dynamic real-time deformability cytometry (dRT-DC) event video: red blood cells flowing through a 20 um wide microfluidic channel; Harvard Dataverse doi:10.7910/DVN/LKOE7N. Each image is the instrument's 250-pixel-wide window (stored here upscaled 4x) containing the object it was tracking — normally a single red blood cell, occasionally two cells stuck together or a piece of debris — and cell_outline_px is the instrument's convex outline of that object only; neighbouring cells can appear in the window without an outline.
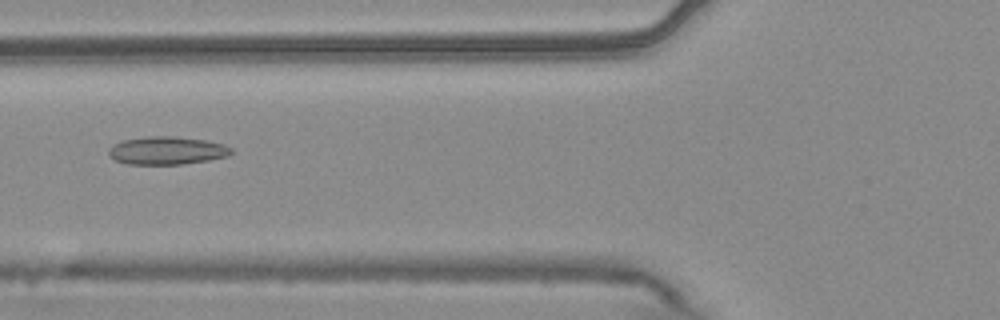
{"species": "common noctule bat (a hibernating species)", "species_latin": "Nyctalus noctula", "temperature_condition": "warm", "stored_images_in_passage": 54, "camera_frame_rate_fps": 3000, "um_per_image_px": 0.085, "animal": {"sex": "male", "body_mass_g": 20.4}, "frame": {"image": 1, "passage_image": 21, "time_ms": 6.667, "image_size_px": [1000, 320], "cell_outline_px": [[232, 152], [228, 156], [208, 160], [180, 164], [128, 164], [116, 160], [108, 152], [108, 148], [112, 144], [124, 140], [148, 136], [176, 136], [204, 140], [224, 144], [232, 148]], "centroid_in_image_um": [14.19, 12.79], "position_along_channel_um": 111.6, "area_um2": 19.88}}
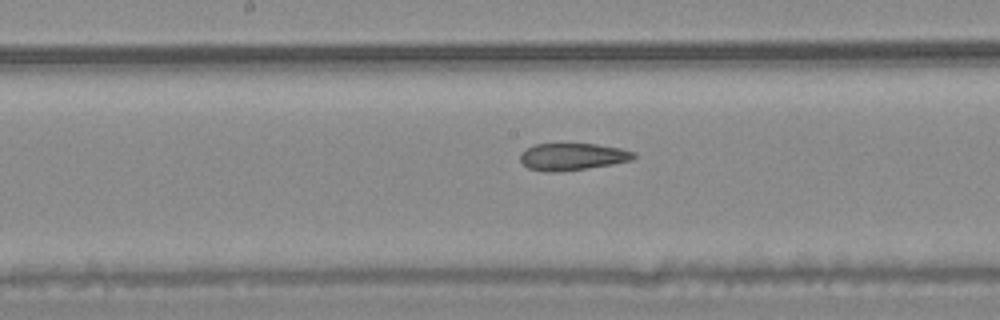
{"frame": {"image": 2, "passage_image": 28, "time_ms": 9.0, "image_size_px": [1000, 320], "cell_outline_px": [[636, 156], [632, 160], [612, 164], [584, 168], [552, 172], [544, 172], [528, 168], [520, 160], [520, 152], [536, 144], [596, 144], [620, 148], [636, 152]], "centroid_in_image_um": [48.66, 13.31], "position_along_channel_um": 199.5, "area_um2": 17.74}}
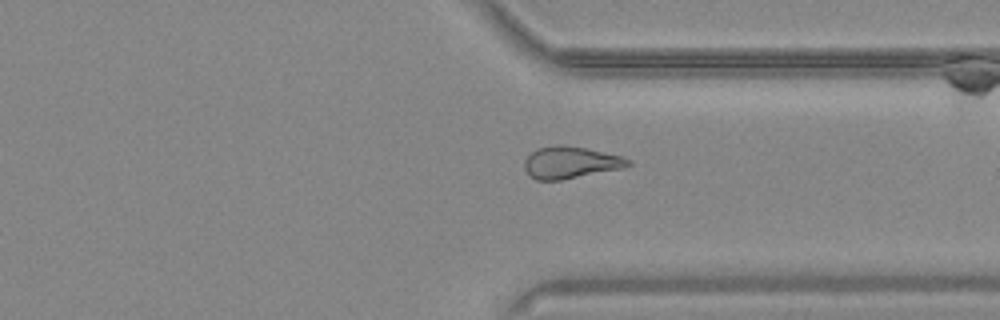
{"frame": {"image": 3, "passage_image": 41, "time_ms": 13.333, "image_size_px": [1000, 320], "cell_outline_px": [[632, 164], [624, 168], [560, 180], [536, 180], [528, 176], [524, 168], [524, 160], [536, 148], [560, 144], [584, 148], [624, 156], [632, 160]], "centroid_in_image_um": [48.5, 13.81], "position_along_channel_um": 362.9, "area_um2": 19.48}, "authors_computed_cell_mechanics": {"area_um2": 20.4901, "velocity_mm_per_s": 3.77, "shape_relaxation_time_tau1_ms": null, "shape_relaxation_time_tau2_ms": 4.3916, "deformation_change_tau1": null, "deformation_change_tau2": 0.1188}}